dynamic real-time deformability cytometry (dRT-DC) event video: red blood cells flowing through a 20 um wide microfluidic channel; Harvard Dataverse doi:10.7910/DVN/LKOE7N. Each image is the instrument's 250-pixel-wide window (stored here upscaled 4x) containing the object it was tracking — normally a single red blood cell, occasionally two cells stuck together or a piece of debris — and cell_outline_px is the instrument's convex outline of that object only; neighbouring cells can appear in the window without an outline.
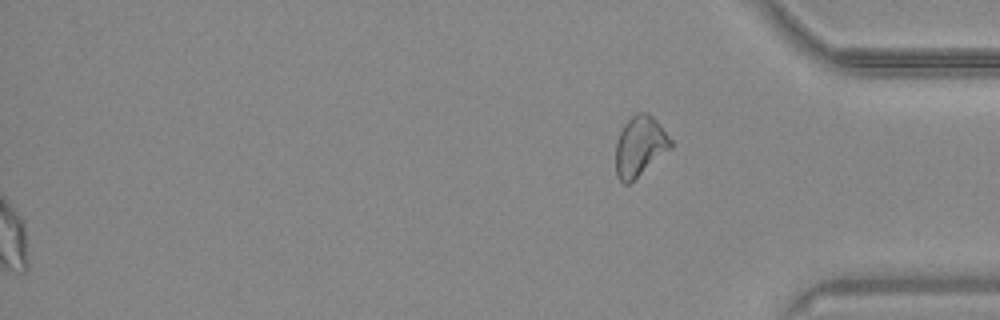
{"species": "common noctule bat (a hibernating species)", "species_latin": "Nyctalus noctula", "temperature_condition": "warm", "stored_images_in_passage": 43, "segment_of_instrument_passage": [2, 2], "camera_frame_rate_fps": 3000, "um_per_image_px": 0.085, "animal": {"sex": "male", "body_mass_g": 20.4}, "frame": {"image": 1, "passage_image": 43, "time_ms": 14.0, "image_size_px": [1000, 320], "cell_outline_px": [[672, 148], [628, 184], [624, 184], [616, 176], [616, 144], [620, 132], [624, 124], [636, 112], [648, 112], [656, 120], [672, 140]], "centroid_in_image_um": [54.39, 12.42], "position_along_channel_um": 380.8, "area_um2": 19.13}}